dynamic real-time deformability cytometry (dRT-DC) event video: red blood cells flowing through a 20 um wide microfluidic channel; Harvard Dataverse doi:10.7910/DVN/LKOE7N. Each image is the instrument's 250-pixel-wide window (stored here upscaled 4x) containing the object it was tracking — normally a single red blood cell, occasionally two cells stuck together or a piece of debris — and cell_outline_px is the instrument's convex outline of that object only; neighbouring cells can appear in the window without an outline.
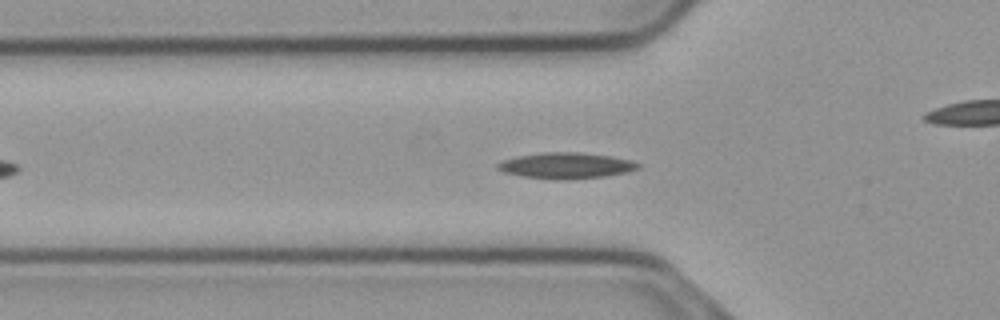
{"species": "common noctule bat (a hibernating species)", "species_latin": "Nyctalus noctula", "temperature_condition": "cold", "stored_images_in_passage": 41, "camera_frame_rate_fps": 3000, "um_per_image_px": 0.085, "animal": {"sex": "male", "body_mass_g": 23.1, "forearm_length_mm": 52.7}, "frame": {"image": 1, "passage_image": 11, "time_ms": 3.333, "image_size_px": [1000, 320], "cell_outline_px": [[640, 168], [628, 172], [604, 176], [568, 180], [552, 180], [524, 176], [504, 172], [496, 168], [496, 164], [500, 160], [516, 156], [544, 152], [576, 152], [612, 156], [632, 160], [640, 164]], "centroid_in_image_um": [48.11, 14.07], "position_along_channel_um": 77.7, "area_um2": 21.5}}
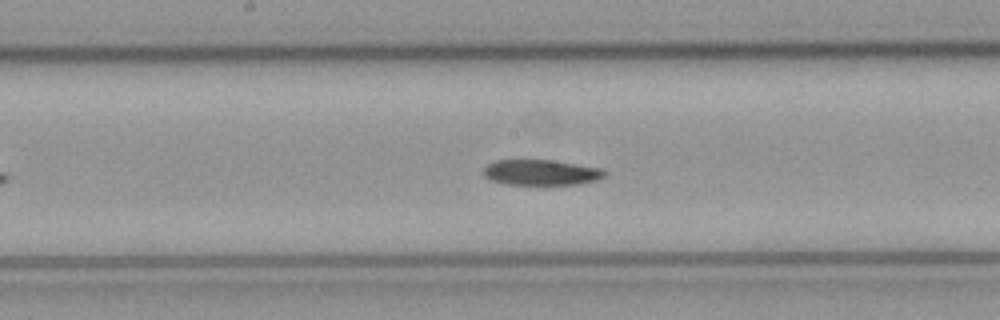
{"frame": {"image": 2, "passage_image": 21, "time_ms": 6.667, "image_size_px": [1000, 320], "cell_outline_px": [[608, 172], [604, 176], [596, 180], [576, 184], [504, 184], [492, 180], [484, 176], [484, 168], [488, 164], [496, 160], [552, 160], [604, 168]], "centroid_in_image_um": [46.02, 14.65], "position_along_channel_um": 202.2, "area_um2": 17.98}}
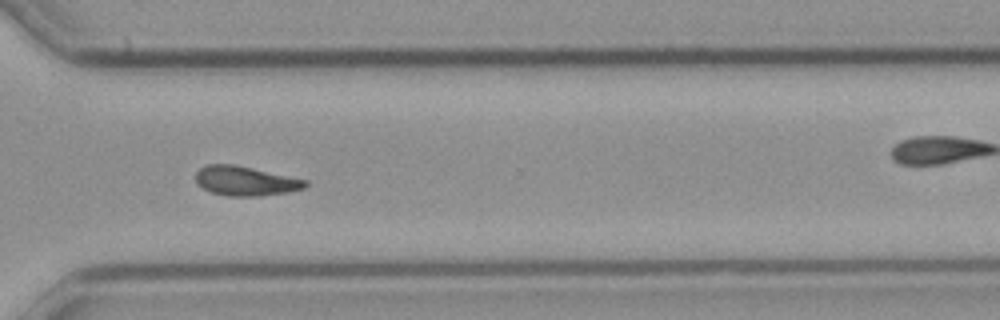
{"frame": {"image": 3, "passage_image": 33, "time_ms": 10.667, "image_size_px": [1000, 320], "cell_outline_px": [[308, 184], [304, 188], [288, 192], [260, 196], [228, 196], [212, 192], [196, 184], [196, 172], [200, 168], [208, 164], [232, 164], [252, 168], [308, 180]], "centroid_in_image_um": [20.86, 15.38], "position_along_channel_um": 349.7, "area_um2": 18.73}, "authors_computed_cell_mechanics": {"area_um2": 19.1896, "velocity_mm_per_s": 3.7109, "shape_relaxation_time_tau1_ms": 8.2202, "shape_relaxation_time_tau2_ms": null, "deformation_change_tau1": 0.1579, "deformation_change_tau2": null}}